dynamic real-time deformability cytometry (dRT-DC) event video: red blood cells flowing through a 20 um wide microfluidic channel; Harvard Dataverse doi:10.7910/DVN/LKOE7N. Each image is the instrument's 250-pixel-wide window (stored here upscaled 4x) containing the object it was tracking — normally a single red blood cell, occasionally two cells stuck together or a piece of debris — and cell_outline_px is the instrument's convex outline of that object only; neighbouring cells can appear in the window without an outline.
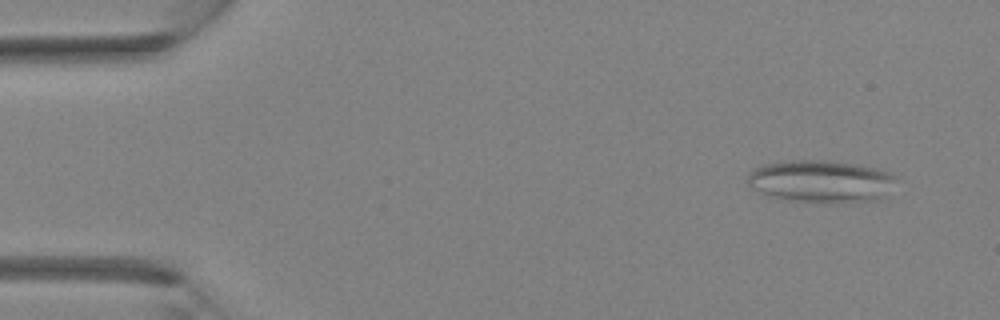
{"species": "Egyptian fruit bat (a non-hibernating species)", "species_latin": "Rousettus aegyptiacus", "temperature_condition": "room temperature", "stored_images_in_passage": 37, "camera_frame_rate_fps": 3000, "um_per_image_px": 0.085, "animal": {"sex": "female"}, "frame": {"image": 1, "passage_image": 3, "time_ms": 0.667, "image_size_px": [1000, 320], "cell_outline_px": [[900, 180], [888, 196], [880, 200], [844, 204], [808, 204], [780, 200], [764, 196], [752, 188], [748, 184], [748, 176], [756, 168], [764, 164], [792, 160], [824, 160], [856, 164], [876, 168], [892, 172]], "centroid_in_image_um": [69.88, 15.48], "position_along_channel_um": 15.1, "area_um2": 38.55}}
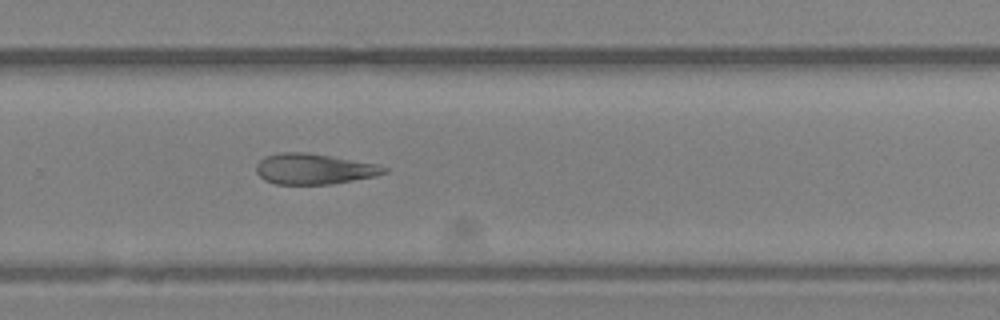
{"frame": {"image": 2, "passage_image": 25, "time_ms": 8.0, "image_size_px": [1000, 320], "cell_outline_px": [[388, 172], [376, 176], [332, 184], [276, 184], [264, 180], [256, 172], [256, 164], [264, 156], [280, 152], [308, 152], [380, 164], [388, 168]], "centroid_in_image_um": [26.71, 14.35], "position_along_channel_um": 303.1, "area_um2": 23.12}}
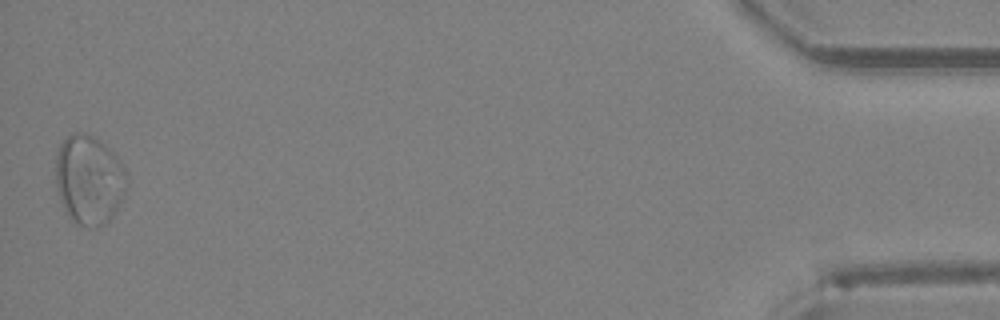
{"frame": {"image": 3, "passage_image": 37, "time_ms": 12.0, "image_size_px": [1000, 320], "cell_outline_px": [[128, 188], [116, 208], [108, 220], [92, 228], [76, 224], [68, 216], [60, 200], [56, 188], [56, 152], [60, 144], [68, 136], [76, 132], [88, 132], [104, 144], [116, 156], [128, 172]], "centroid_in_image_um": [7.57, 15.25], "position_along_channel_um": 427.6, "area_um2": 37.17}}